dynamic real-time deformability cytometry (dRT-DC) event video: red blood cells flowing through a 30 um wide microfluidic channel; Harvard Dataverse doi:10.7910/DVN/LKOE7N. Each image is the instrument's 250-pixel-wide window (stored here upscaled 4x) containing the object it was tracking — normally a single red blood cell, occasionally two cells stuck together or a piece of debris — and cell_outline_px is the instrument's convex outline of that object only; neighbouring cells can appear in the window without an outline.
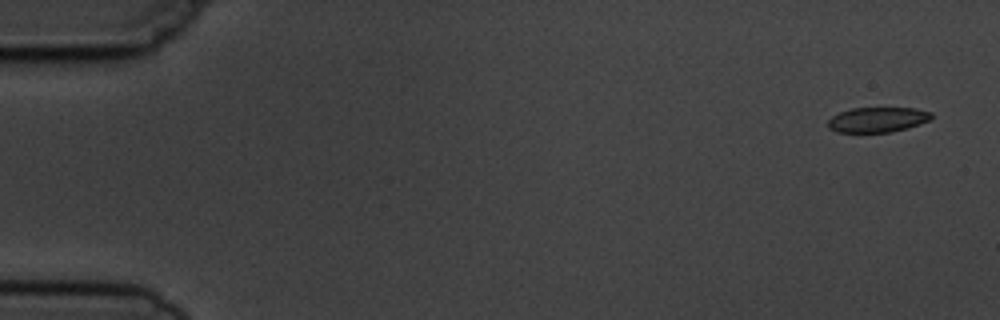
{"species": "common noctule bat (a hibernating species)", "species_latin": "Nyctalus noctula", "temperature_condition": "cold", "stored_images_in_passage": 5, "camera_frame_rate_fps": 3000, "um_per_image_px": 0.085, "animal": {"sex": "male", "body_mass_g": 19.5, "forearm_length_mm": 54.6}, "frame": {"image": 1, "passage_image": 1, "time_ms": 0.0, "image_size_px": [1000, 320], "cell_outline_px": [[932, 116], [928, 120], [908, 128], [892, 132], [836, 132], [828, 128], [828, 120], [832, 116], [840, 112], [852, 108], [916, 108], [932, 112]], "centroid_in_image_um": [74.57, 10.17], "position_along_channel_um": 10.4, "area_um2": 15.09}}
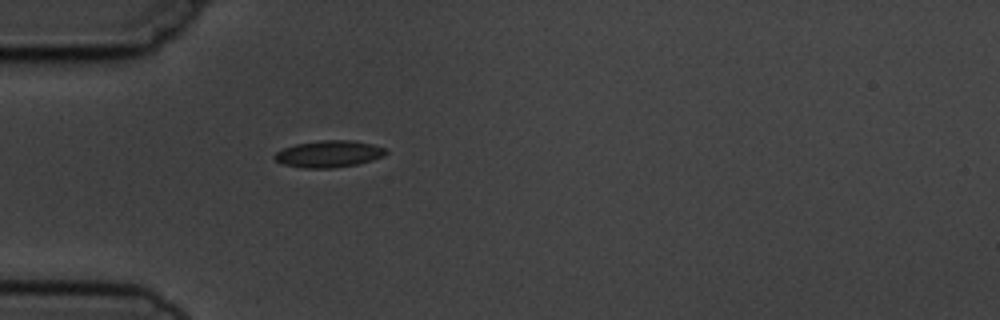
{"frame": {"image": 2, "passage_image": 5, "time_ms": 4.667, "image_size_px": [1000, 320], "cell_outline_px": [[388, 152], [384, 156], [372, 160], [356, 164], [332, 168], [304, 168], [284, 164], [276, 160], [272, 156], [276, 152], [284, 148], [296, 144], [320, 140], [352, 140], [372, 144], [384, 148]], "centroid_in_image_um": [27.95, 13.08], "position_along_channel_um": 57.0, "area_um2": 17.28}}